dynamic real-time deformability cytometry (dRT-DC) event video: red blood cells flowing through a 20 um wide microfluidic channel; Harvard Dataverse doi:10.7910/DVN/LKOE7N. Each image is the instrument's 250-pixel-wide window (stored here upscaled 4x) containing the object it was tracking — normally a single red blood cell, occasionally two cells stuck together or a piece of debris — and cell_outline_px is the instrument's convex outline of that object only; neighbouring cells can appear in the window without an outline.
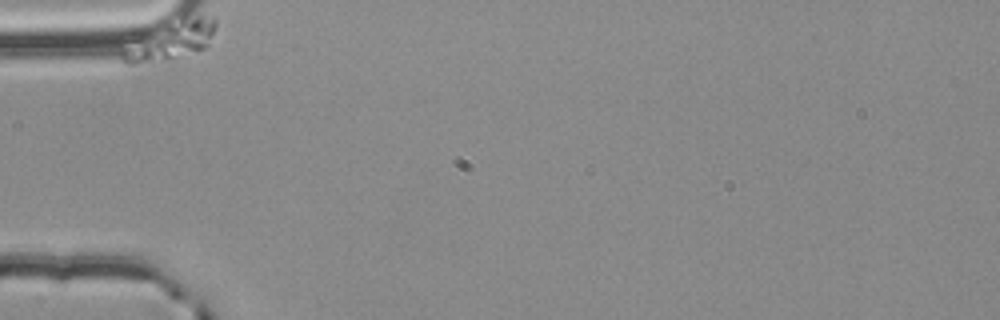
{"species": "common noctule bat (a hibernating species)", "species_latin": "Nyctalus noctula", "temperature_condition": "room temperature", "stored_images_in_passage": 44, "camera_frame_rate_fps": 3000, "um_per_image_px": 0.085, "animal": {"sex": "male", "body_mass_g": 20.4}, "frame": {"image": 1, "passage_image": 1, "time_ms": 0.0, "image_size_px": [1000, 320], "cell_outline_px": [[216, 24], [208, 44], [204, 48], [152, 64], [124, 64], [120, 60], [120, 52], [140, 36], [200, 16], [216, 16]], "centroid_in_image_um": [14.46, 3.55], "position_along_channel_um": 70.5, "area_um2": 19.59}}
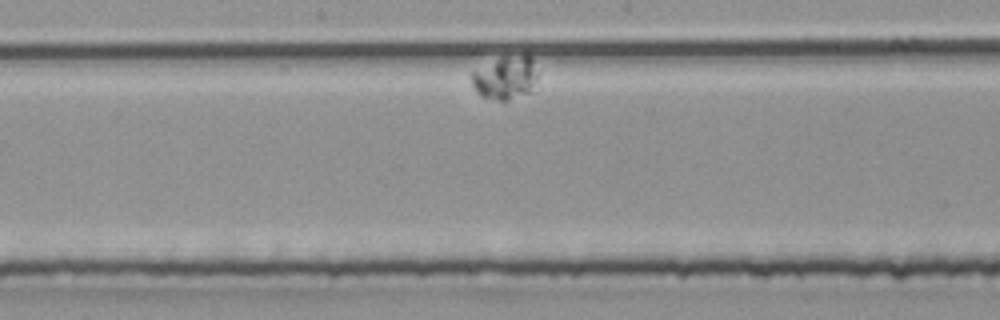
{"frame": {"image": 2, "passage_image": 23, "time_ms": 7.333, "image_size_px": [1000, 320], "cell_outline_px": [[536, 80], [532, 92], [508, 100], [496, 100], [484, 96], [476, 92], [472, 84], [472, 72], [500, 60], [528, 52], [532, 56], [536, 76]], "centroid_in_image_um": [43.02, 6.63], "position_along_channel_um": 205.2, "area_um2": 16.13}}
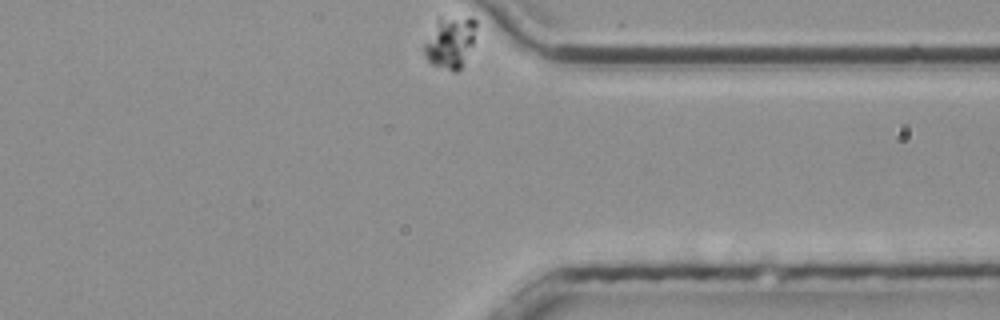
{"frame": {"image": 3, "passage_image": 44, "time_ms": 14.333, "image_size_px": [1000, 320], "cell_outline_px": [[476, 28], [472, 44], [460, 68], [456, 72], [452, 72], [432, 64], [428, 60], [424, 52], [424, 44], [440, 16], [472, 16], [476, 20]], "centroid_in_image_um": [38.28, 3.54], "position_along_channel_um": 373.1, "area_um2": 15.55}}